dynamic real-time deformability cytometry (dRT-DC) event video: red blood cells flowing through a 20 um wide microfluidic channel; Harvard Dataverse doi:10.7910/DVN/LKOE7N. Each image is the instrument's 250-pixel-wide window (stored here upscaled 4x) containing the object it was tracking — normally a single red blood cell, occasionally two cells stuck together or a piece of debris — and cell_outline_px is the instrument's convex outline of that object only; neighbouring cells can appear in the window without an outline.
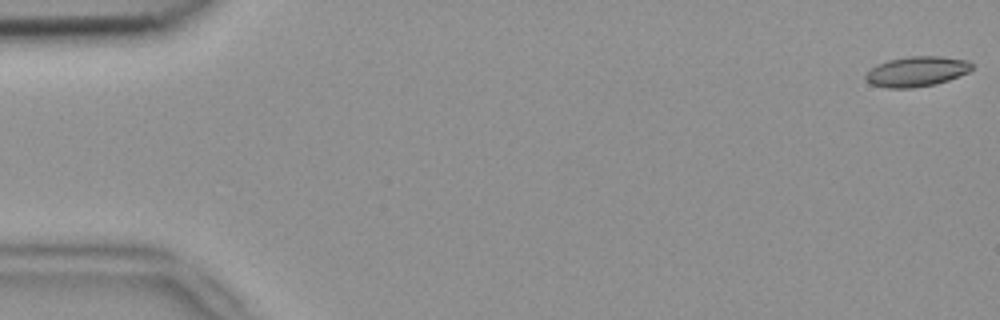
{"species": "common noctule bat (a hibernating species)", "species_latin": "Nyctalus noctula", "temperature_condition": "room temperature", "stored_images_in_passage": 5, "camera_frame_rate_fps": 3000, "um_per_image_px": 0.085, "animal": {"sex": "female", "body_mass_g": 18.4}, "frame": {"image": 1, "passage_image": 1, "time_ms": 0.0, "image_size_px": [1000, 320], "cell_outline_px": [[972, 68], [968, 72], [948, 80], [936, 84], [912, 88], [888, 88], [872, 84], [864, 80], [864, 76], [876, 64], [888, 60], [908, 56], [940, 56], [968, 60], [972, 64]], "centroid_in_image_um": [77.9, 6.07], "position_along_channel_um": 7.1, "area_um2": 18.67}}
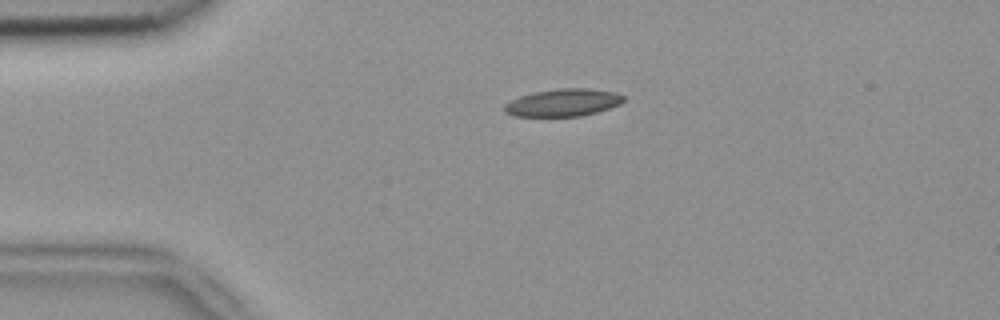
{"frame": {"image": 2, "passage_image": 4, "time_ms": 1.0, "image_size_px": [1000, 320], "cell_outline_px": [[624, 100], [620, 104], [596, 112], [580, 116], [512, 116], [504, 112], [504, 104], [520, 96], [532, 92], [560, 88], [592, 88], [616, 92], [624, 96]], "centroid_in_image_um": [47.86, 8.71], "position_along_channel_um": 37.1, "area_um2": 19.13}}